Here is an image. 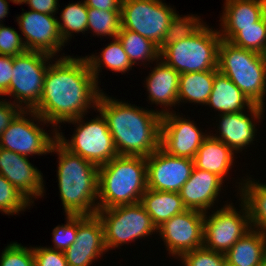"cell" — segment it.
I'll return each instance as SVG.
<instances>
[{"label":"cell","mask_w":266,"mask_h":266,"mask_svg":"<svg viewBox=\"0 0 266 266\" xmlns=\"http://www.w3.org/2000/svg\"><path fill=\"white\" fill-rule=\"evenodd\" d=\"M200 20L199 16L196 17L191 15L181 17L175 13L170 21L164 39L158 47L159 52H161L166 46L191 37L197 33L204 26Z\"/></svg>","instance_id":"cell-32"},{"label":"cell","mask_w":266,"mask_h":266,"mask_svg":"<svg viewBox=\"0 0 266 266\" xmlns=\"http://www.w3.org/2000/svg\"><path fill=\"white\" fill-rule=\"evenodd\" d=\"M243 204V205H242ZM242 214L232 206L224 205L211 216H204L203 246L212 251L226 253L240 238L251 230L249 213L246 205ZM208 218V219H207Z\"/></svg>","instance_id":"cell-11"},{"label":"cell","mask_w":266,"mask_h":266,"mask_svg":"<svg viewBox=\"0 0 266 266\" xmlns=\"http://www.w3.org/2000/svg\"><path fill=\"white\" fill-rule=\"evenodd\" d=\"M221 41L219 31L204 25L193 36L166 46L160 52V59L179 74L218 70Z\"/></svg>","instance_id":"cell-6"},{"label":"cell","mask_w":266,"mask_h":266,"mask_svg":"<svg viewBox=\"0 0 266 266\" xmlns=\"http://www.w3.org/2000/svg\"><path fill=\"white\" fill-rule=\"evenodd\" d=\"M100 115L101 117L98 116L86 123L82 121L84 116L67 121L73 124L79 123L70 142L64 138L62 132L61 134L57 132V140L66 149L98 167L118 156L107 122L103 115Z\"/></svg>","instance_id":"cell-8"},{"label":"cell","mask_w":266,"mask_h":266,"mask_svg":"<svg viewBox=\"0 0 266 266\" xmlns=\"http://www.w3.org/2000/svg\"><path fill=\"white\" fill-rule=\"evenodd\" d=\"M234 152L221 140L208 135L196 152L194 166L216 174L224 180V176L228 174L234 161Z\"/></svg>","instance_id":"cell-24"},{"label":"cell","mask_w":266,"mask_h":266,"mask_svg":"<svg viewBox=\"0 0 266 266\" xmlns=\"http://www.w3.org/2000/svg\"><path fill=\"white\" fill-rule=\"evenodd\" d=\"M184 266H226L225 254L202 246L180 256Z\"/></svg>","instance_id":"cell-36"},{"label":"cell","mask_w":266,"mask_h":266,"mask_svg":"<svg viewBox=\"0 0 266 266\" xmlns=\"http://www.w3.org/2000/svg\"><path fill=\"white\" fill-rule=\"evenodd\" d=\"M140 203L157 228L173 216L187 210L179 192H165L147 188Z\"/></svg>","instance_id":"cell-26"},{"label":"cell","mask_w":266,"mask_h":266,"mask_svg":"<svg viewBox=\"0 0 266 266\" xmlns=\"http://www.w3.org/2000/svg\"><path fill=\"white\" fill-rule=\"evenodd\" d=\"M147 188L165 192H179L194 168V159L181 158L159 147L146 157Z\"/></svg>","instance_id":"cell-14"},{"label":"cell","mask_w":266,"mask_h":266,"mask_svg":"<svg viewBox=\"0 0 266 266\" xmlns=\"http://www.w3.org/2000/svg\"><path fill=\"white\" fill-rule=\"evenodd\" d=\"M219 34L223 40L230 41L240 27L253 26L266 15V0H225ZM221 31V32H220Z\"/></svg>","instance_id":"cell-21"},{"label":"cell","mask_w":266,"mask_h":266,"mask_svg":"<svg viewBox=\"0 0 266 266\" xmlns=\"http://www.w3.org/2000/svg\"><path fill=\"white\" fill-rule=\"evenodd\" d=\"M100 94L85 57L63 56L49 63L41 99L30 114L55 127L85 115L91 104L95 108Z\"/></svg>","instance_id":"cell-1"},{"label":"cell","mask_w":266,"mask_h":266,"mask_svg":"<svg viewBox=\"0 0 266 266\" xmlns=\"http://www.w3.org/2000/svg\"><path fill=\"white\" fill-rule=\"evenodd\" d=\"M206 105L227 114L243 112L245 107L249 109L254 104L226 75L218 71L214 76L212 92Z\"/></svg>","instance_id":"cell-23"},{"label":"cell","mask_w":266,"mask_h":266,"mask_svg":"<svg viewBox=\"0 0 266 266\" xmlns=\"http://www.w3.org/2000/svg\"><path fill=\"white\" fill-rule=\"evenodd\" d=\"M266 257V237L251 229L240 238L226 253L229 266H258Z\"/></svg>","instance_id":"cell-25"},{"label":"cell","mask_w":266,"mask_h":266,"mask_svg":"<svg viewBox=\"0 0 266 266\" xmlns=\"http://www.w3.org/2000/svg\"><path fill=\"white\" fill-rule=\"evenodd\" d=\"M244 181L239 194L247 207L251 229L261 232L266 237V184L252 180Z\"/></svg>","instance_id":"cell-28"},{"label":"cell","mask_w":266,"mask_h":266,"mask_svg":"<svg viewBox=\"0 0 266 266\" xmlns=\"http://www.w3.org/2000/svg\"><path fill=\"white\" fill-rule=\"evenodd\" d=\"M52 57L54 56L39 51H27L14 56L10 87L4 95H12L14 99L16 98L17 106L23 110H33L41 99L44 79L49 67L45 65L46 61ZM22 103L26 106L22 107Z\"/></svg>","instance_id":"cell-9"},{"label":"cell","mask_w":266,"mask_h":266,"mask_svg":"<svg viewBox=\"0 0 266 266\" xmlns=\"http://www.w3.org/2000/svg\"><path fill=\"white\" fill-rule=\"evenodd\" d=\"M61 20L58 21L60 35L64 43L68 40L71 33H79L87 31L88 24V7L85 2H76L68 4L61 12Z\"/></svg>","instance_id":"cell-31"},{"label":"cell","mask_w":266,"mask_h":266,"mask_svg":"<svg viewBox=\"0 0 266 266\" xmlns=\"http://www.w3.org/2000/svg\"><path fill=\"white\" fill-rule=\"evenodd\" d=\"M96 108L107 122L118 155L148 157L160 147V111L134 107L102 92Z\"/></svg>","instance_id":"cell-2"},{"label":"cell","mask_w":266,"mask_h":266,"mask_svg":"<svg viewBox=\"0 0 266 266\" xmlns=\"http://www.w3.org/2000/svg\"><path fill=\"white\" fill-rule=\"evenodd\" d=\"M146 190V157L118 155L99 167L98 210L139 203Z\"/></svg>","instance_id":"cell-4"},{"label":"cell","mask_w":266,"mask_h":266,"mask_svg":"<svg viewBox=\"0 0 266 266\" xmlns=\"http://www.w3.org/2000/svg\"><path fill=\"white\" fill-rule=\"evenodd\" d=\"M217 69L226 75L256 105H264L266 94V55L220 42Z\"/></svg>","instance_id":"cell-5"},{"label":"cell","mask_w":266,"mask_h":266,"mask_svg":"<svg viewBox=\"0 0 266 266\" xmlns=\"http://www.w3.org/2000/svg\"><path fill=\"white\" fill-rule=\"evenodd\" d=\"M96 215L103 226L106 251L121 246L122 243L152 235L157 230L140 202L99 209Z\"/></svg>","instance_id":"cell-7"},{"label":"cell","mask_w":266,"mask_h":266,"mask_svg":"<svg viewBox=\"0 0 266 266\" xmlns=\"http://www.w3.org/2000/svg\"><path fill=\"white\" fill-rule=\"evenodd\" d=\"M17 21L26 39L24 44L28 51H39L54 56L64 46L58 20L52 14L31 10L22 13Z\"/></svg>","instance_id":"cell-16"},{"label":"cell","mask_w":266,"mask_h":266,"mask_svg":"<svg viewBox=\"0 0 266 266\" xmlns=\"http://www.w3.org/2000/svg\"><path fill=\"white\" fill-rule=\"evenodd\" d=\"M103 226L95 215H78V230L75 242L64 251L69 266H90L93 260L106 252Z\"/></svg>","instance_id":"cell-17"},{"label":"cell","mask_w":266,"mask_h":266,"mask_svg":"<svg viewBox=\"0 0 266 266\" xmlns=\"http://www.w3.org/2000/svg\"><path fill=\"white\" fill-rule=\"evenodd\" d=\"M117 38L122 43L132 65L137 64L136 61L138 60L159 61L160 52L158 46L139 33L121 27Z\"/></svg>","instance_id":"cell-30"},{"label":"cell","mask_w":266,"mask_h":266,"mask_svg":"<svg viewBox=\"0 0 266 266\" xmlns=\"http://www.w3.org/2000/svg\"><path fill=\"white\" fill-rule=\"evenodd\" d=\"M218 70L181 73L179 76L178 103L182 100L207 103L212 92L214 76Z\"/></svg>","instance_id":"cell-27"},{"label":"cell","mask_w":266,"mask_h":266,"mask_svg":"<svg viewBox=\"0 0 266 266\" xmlns=\"http://www.w3.org/2000/svg\"><path fill=\"white\" fill-rule=\"evenodd\" d=\"M88 8L105 11H121L122 0H84Z\"/></svg>","instance_id":"cell-44"},{"label":"cell","mask_w":266,"mask_h":266,"mask_svg":"<svg viewBox=\"0 0 266 266\" xmlns=\"http://www.w3.org/2000/svg\"><path fill=\"white\" fill-rule=\"evenodd\" d=\"M8 2L6 0H0V20L4 19L8 15Z\"/></svg>","instance_id":"cell-45"},{"label":"cell","mask_w":266,"mask_h":266,"mask_svg":"<svg viewBox=\"0 0 266 266\" xmlns=\"http://www.w3.org/2000/svg\"><path fill=\"white\" fill-rule=\"evenodd\" d=\"M205 213L187 209L157 228L169 253L182 254L203 246Z\"/></svg>","instance_id":"cell-12"},{"label":"cell","mask_w":266,"mask_h":266,"mask_svg":"<svg viewBox=\"0 0 266 266\" xmlns=\"http://www.w3.org/2000/svg\"><path fill=\"white\" fill-rule=\"evenodd\" d=\"M24 42L14 28L0 25V55L14 57L27 52Z\"/></svg>","instance_id":"cell-39"},{"label":"cell","mask_w":266,"mask_h":266,"mask_svg":"<svg viewBox=\"0 0 266 266\" xmlns=\"http://www.w3.org/2000/svg\"><path fill=\"white\" fill-rule=\"evenodd\" d=\"M10 1L15 4H23V3H26L27 0H10Z\"/></svg>","instance_id":"cell-46"},{"label":"cell","mask_w":266,"mask_h":266,"mask_svg":"<svg viewBox=\"0 0 266 266\" xmlns=\"http://www.w3.org/2000/svg\"><path fill=\"white\" fill-rule=\"evenodd\" d=\"M30 204L31 202L0 174V212L13 215Z\"/></svg>","instance_id":"cell-35"},{"label":"cell","mask_w":266,"mask_h":266,"mask_svg":"<svg viewBox=\"0 0 266 266\" xmlns=\"http://www.w3.org/2000/svg\"><path fill=\"white\" fill-rule=\"evenodd\" d=\"M67 223L53 229L54 250L65 251L75 242L78 230V215H66Z\"/></svg>","instance_id":"cell-38"},{"label":"cell","mask_w":266,"mask_h":266,"mask_svg":"<svg viewBox=\"0 0 266 266\" xmlns=\"http://www.w3.org/2000/svg\"><path fill=\"white\" fill-rule=\"evenodd\" d=\"M0 266H35L33 249L13 242L2 252Z\"/></svg>","instance_id":"cell-37"},{"label":"cell","mask_w":266,"mask_h":266,"mask_svg":"<svg viewBox=\"0 0 266 266\" xmlns=\"http://www.w3.org/2000/svg\"><path fill=\"white\" fill-rule=\"evenodd\" d=\"M121 28V11H105L88 8L87 30L91 29L96 35L117 38Z\"/></svg>","instance_id":"cell-34"},{"label":"cell","mask_w":266,"mask_h":266,"mask_svg":"<svg viewBox=\"0 0 266 266\" xmlns=\"http://www.w3.org/2000/svg\"><path fill=\"white\" fill-rule=\"evenodd\" d=\"M22 110L23 109L21 107L16 105L15 101L13 104L5 100L0 101V137L4 130Z\"/></svg>","instance_id":"cell-41"},{"label":"cell","mask_w":266,"mask_h":266,"mask_svg":"<svg viewBox=\"0 0 266 266\" xmlns=\"http://www.w3.org/2000/svg\"><path fill=\"white\" fill-rule=\"evenodd\" d=\"M229 42L266 55V15L253 26L240 27V31Z\"/></svg>","instance_id":"cell-33"},{"label":"cell","mask_w":266,"mask_h":266,"mask_svg":"<svg viewBox=\"0 0 266 266\" xmlns=\"http://www.w3.org/2000/svg\"><path fill=\"white\" fill-rule=\"evenodd\" d=\"M102 51L100 57L97 55L86 56L89 68L98 83V73L101 70V64L115 72H126L133 66L127 54L124 51L122 43L118 38L113 39Z\"/></svg>","instance_id":"cell-29"},{"label":"cell","mask_w":266,"mask_h":266,"mask_svg":"<svg viewBox=\"0 0 266 266\" xmlns=\"http://www.w3.org/2000/svg\"><path fill=\"white\" fill-rule=\"evenodd\" d=\"M58 152L60 198L66 215H95L98 210L99 167L66 149L59 140L51 148Z\"/></svg>","instance_id":"cell-3"},{"label":"cell","mask_w":266,"mask_h":266,"mask_svg":"<svg viewBox=\"0 0 266 266\" xmlns=\"http://www.w3.org/2000/svg\"><path fill=\"white\" fill-rule=\"evenodd\" d=\"M0 174L31 203L32 197H42L44 193L42 175L27 156L0 148Z\"/></svg>","instance_id":"cell-18"},{"label":"cell","mask_w":266,"mask_h":266,"mask_svg":"<svg viewBox=\"0 0 266 266\" xmlns=\"http://www.w3.org/2000/svg\"><path fill=\"white\" fill-rule=\"evenodd\" d=\"M258 266H266V257L263 259V261Z\"/></svg>","instance_id":"cell-47"},{"label":"cell","mask_w":266,"mask_h":266,"mask_svg":"<svg viewBox=\"0 0 266 266\" xmlns=\"http://www.w3.org/2000/svg\"><path fill=\"white\" fill-rule=\"evenodd\" d=\"M160 147L170 155L194 159L196 152L208 135H203L190 121L172 113L161 111Z\"/></svg>","instance_id":"cell-15"},{"label":"cell","mask_w":266,"mask_h":266,"mask_svg":"<svg viewBox=\"0 0 266 266\" xmlns=\"http://www.w3.org/2000/svg\"><path fill=\"white\" fill-rule=\"evenodd\" d=\"M29 113L30 110H22L4 130L0 137V148L23 156L50 153L57 140V131L51 138L34 120L31 122L32 119L25 118Z\"/></svg>","instance_id":"cell-13"},{"label":"cell","mask_w":266,"mask_h":266,"mask_svg":"<svg viewBox=\"0 0 266 266\" xmlns=\"http://www.w3.org/2000/svg\"><path fill=\"white\" fill-rule=\"evenodd\" d=\"M58 0H27L32 11L40 12L43 14H52L58 10Z\"/></svg>","instance_id":"cell-43"},{"label":"cell","mask_w":266,"mask_h":266,"mask_svg":"<svg viewBox=\"0 0 266 266\" xmlns=\"http://www.w3.org/2000/svg\"><path fill=\"white\" fill-rule=\"evenodd\" d=\"M175 13L162 0H122L121 27L139 33L159 47Z\"/></svg>","instance_id":"cell-10"},{"label":"cell","mask_w":266,"mask_h":266,"mask_svg":"<svg viewBox=\"0 0 266 266\" xmlns=\"http://www.w3.org/2000/svg\"><path fill=\"white\" fill-rule=\"evenodd\" d=\"M35 266H69L63 251L47 247L33 248Z\"/></svg>","instance_id":"cell-40"},{"label":"cell","mask_w":266,"mask_h":266,"mask_svg":"<svg viewBox=\"0 0 266 266\" xmlns=\"http://www.w3.org/2000/svg\"><path fill=\"white\" fill-rule=\"evenodd\" d=\"M223 180L209 171L194 166L191 176L179 194L187 209L206 212L218 197Z\"/></svg>","instance_id":"cell-20"},{"label":"cell","mask_w":266,"mask_h":266,"mask_svg":"<svg viewBox=\"0 0 266 266\" xmlns=\"http://www.w3.org/2000/svg\"><path fill=\"white\" fill-rule=\"evenodd\" d=\"M146 79L149 100L155 104L175 106L178 103L180 74L162 59Z\"/></svg>","instance_id":"cell-22"},{"label":"cell","mask_w":266,"mask_h":266,"mask_svg":"<svg viewBox=\"0 0 266 266\" xmlns=\"http://www.w3.org/2000/svg\"><path fill=\"white\" fill-rule=\"evenodd\" d=\"M13 57L0 55V96L4 95L12 79Z\"/></svg>","instance_id":"cell-42"},{"label":"cell","mask_w":266,"mask_h":266,"mask_svg":"<svg viewBox=\"0 0 266 266\" xmlns=\"http://www.w3.org/2000/svg\"><path fill=\"white\" fill-rule=\"evenodd\" d=\"M263 110V106L254 104L248 111L251 118L243 112L219 115L221 120L218 128L221 135L212 137L221 140L233 151L244 149L254 141L256 124L254 125L252 118L260 121Z\"/></svg>","instance_id":"cell-19"}]
</instances>
